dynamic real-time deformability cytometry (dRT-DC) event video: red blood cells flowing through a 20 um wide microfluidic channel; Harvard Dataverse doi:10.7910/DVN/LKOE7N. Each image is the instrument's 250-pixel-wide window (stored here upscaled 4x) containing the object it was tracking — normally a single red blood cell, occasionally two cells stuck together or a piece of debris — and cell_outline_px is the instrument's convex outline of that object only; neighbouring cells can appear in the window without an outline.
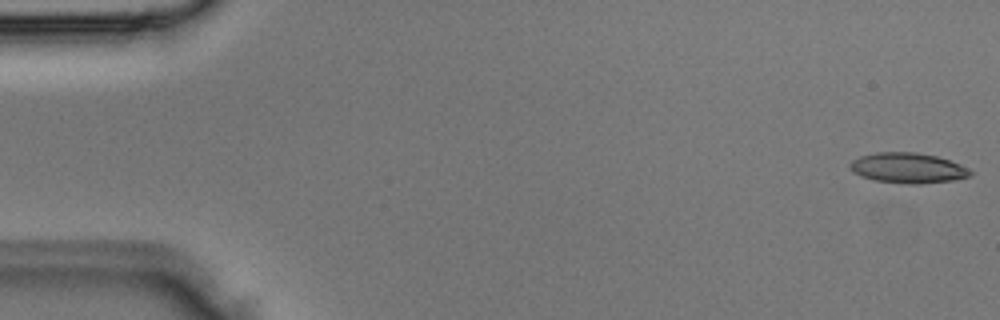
{"species": "Egyptian fruit bat (a non-hibernating species)", "species_latin": "Rousettus aegyptiacus", "temperature_condition": "room temperature", "stored_images_in_passage": 4, "camera_frame_rate_fps": 3000, "um_per_image_px": 0.085, "animal": {"sex": "male"}, "frame": {"image": 1, "passage_image": 1, "time_ms": 0.0, "image_size_px": [1000, 320], "cell_outline_px": [[972, 176], [952, 180], [916, 184], [908, 184], [876, 180], [860, 176], [852, 172], [848, 164], [852, 160], [860, 156], [876, 152], [916, 152], [936, 156], [960, 164], [972, 172]], "centroid_in_image_um": [77.13, 14.27], "position_along_channel_um": 7.9, "area_um2": 21.15}}
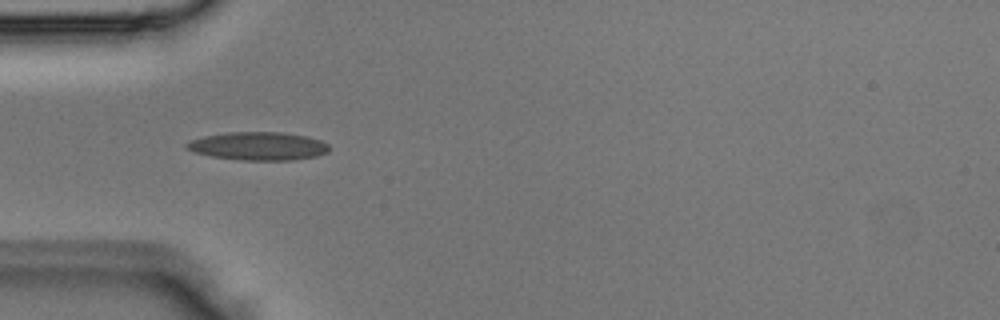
{"frame": {"image": 2, "passage_image": 4, "time_ms": 1.0, "image_size_px": [1000, 320], "cell_outline_px": [[328, 152], [316, 156], [292, 160], [244, 160], [212, 156], [196, 152], [188, 148], [184, 144], [188, 140], [204, 136], [228, 132], [280, 132], [308, 136], [320, 140], [328, 144]], "centroid_in_image_um": [21.96, 12.41], "position_along_channel_um": 63.0, "area_um2": 23.29}}